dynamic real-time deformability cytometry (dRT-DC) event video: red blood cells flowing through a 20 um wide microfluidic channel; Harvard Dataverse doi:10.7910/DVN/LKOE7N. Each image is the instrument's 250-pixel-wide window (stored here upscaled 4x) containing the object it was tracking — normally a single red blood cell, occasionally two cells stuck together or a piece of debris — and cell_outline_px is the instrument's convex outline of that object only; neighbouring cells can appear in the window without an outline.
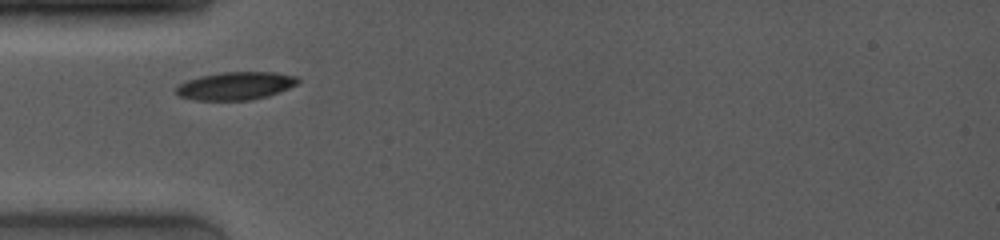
{"species": "common noctule bat (a hibernating species)", "species_latin": "Nyctalus noctula", "temperature_condition": "room temperature", "stored_images_in_passage": 4, "camera_frame_rate_fps": 4000, "um_per_image_px": 0.085, "animal": {"sex": "female", "body_mass_g": 19.0, "forearm_length_mm": 53.3}, "frame": {"image": 1, "passage_image": 1, "time_ms": 0.0, "image_size_px": [1000, 240], "cell_outline_px": [[300, 80], [296, 84], [280, 92], [268, 96], [252, 100], [196, 100], [180, 96], [176, 92], [176, 88], [180, 84], [188, 80], [200, 76], [224, 72], [272, 72], [296, 76]], "centroid_in_image_um": [20.05, 7.3], "position_along_channel_um": 65.0, "area_um2": 19.65}}